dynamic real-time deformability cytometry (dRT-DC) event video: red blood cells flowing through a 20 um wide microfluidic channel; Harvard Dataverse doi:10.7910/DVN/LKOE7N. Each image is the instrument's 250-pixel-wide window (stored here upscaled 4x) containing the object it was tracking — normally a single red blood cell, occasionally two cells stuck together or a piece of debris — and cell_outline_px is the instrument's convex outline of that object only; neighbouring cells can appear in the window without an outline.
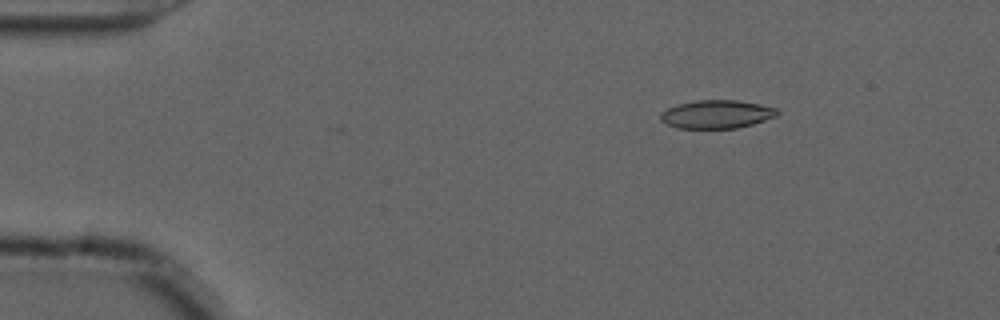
{"species": "common noctule bat (a hibernating species)", "species_latin": "Nyctalus noctula", "temperature_condition": "cold", "stored_images_in_passage": 10, "camera_frame_rate_fps": 3000, "um_per_image_px": 0.085, "animal": {"sex": "male", "forearm_length_mm": 52.5}, "frame": {"image": 1, "passage_image": 8, "time_ms": 2.333, "image_size_px": [1000, 320], "cell_outline_px": [[780, 112], [776, 116], [752, 124], [736, 128], [676, 128], [660, 120], [660, 112], [676, 104], [696, 100], [740, 100], [760, 104], [776, 108]], "centroid_in_image_um": [60.9, 9.7], "position_along_channel_um": 24.1, "area_um2": 19.31}}